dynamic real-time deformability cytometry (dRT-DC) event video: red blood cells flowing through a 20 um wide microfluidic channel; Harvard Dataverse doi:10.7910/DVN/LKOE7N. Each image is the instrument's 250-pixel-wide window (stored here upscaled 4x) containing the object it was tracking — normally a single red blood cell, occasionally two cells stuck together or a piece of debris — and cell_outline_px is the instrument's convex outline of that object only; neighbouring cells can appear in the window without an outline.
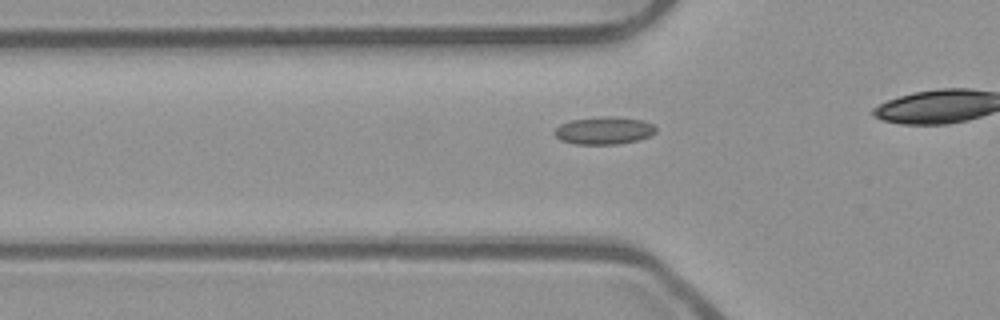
{"species": "common noctule bat (a hibernating species)", "species_latin": "Nyctalus noctula", "temperature_condition": "room temperature", "stored_images_in_passage": 32, "camera_frame_rate_fps": 3000, "um_per_image_px": 0.085, "animal": {"sex": "male", "body_mass_g": 23.1, "forearm_length_mm": 52.7}, "frame": {"image": 1, "passage_image": 8, "time_ms": 2.333, "image_size_px": [1000, 320], "cell_outline_px": [[656, 132], [640, 140], [620, 144], [576, 144], [560, 140], [552, 132], [560, 124], [572, 120], [600, 116], [608, 116], [644, 120], [652, 124], [656, 128]], "centroid_in_image_um": [51.34, 11.1], "position_along_channel_um": 74.5, "area_um2": 16.36}}
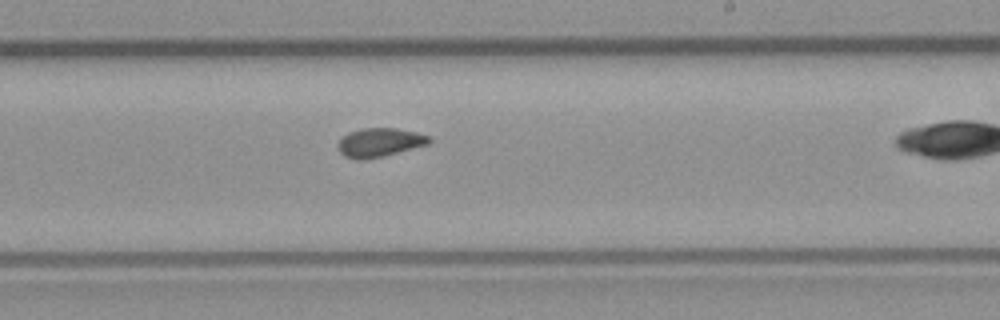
{"frame": {"image": 2, "passage_image": 22, "time_ms": 7.0, "image_size_px": [1000, 320], "cell_outline_px": [[432, 140], [428, 144], [384, 156], [360, 160], [344, 156], [340, 152], [340, 140], [348, 132], [360, 128], [396, 128], [416, 132], [432, 136]], "centroid_in_image_um": [32.31, 12.09], "position_along_channel_um": 256.7, "area_um2": 15.2}}
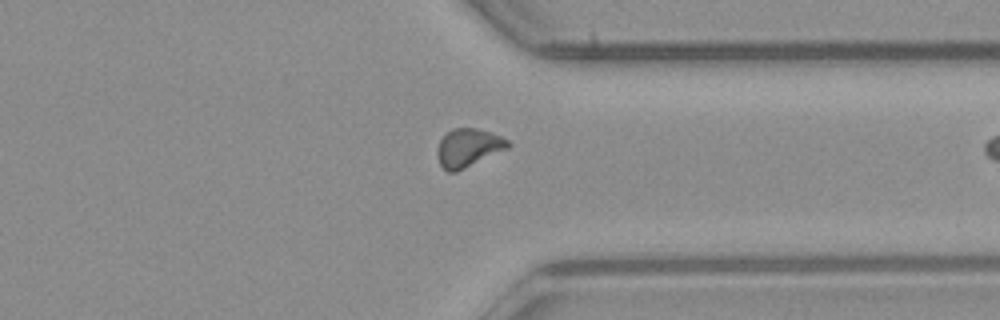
{"frame": {"image": 3, "passage_image": 31, "time_ms": 10.0, "image_size_px": [1000, 320], "cell_outline_px": [[512, 144], [508, 148], [456, 172], [448, 172], [440, 164], [436, 156], [436, 148], [440, 140], [452, 128], [476, 128], [492, 132], [508, 140]], "centroid_in_image_um": [39.79, 12.55], "position_along_channel_um": 371.6, "area_um2": 15.78}}